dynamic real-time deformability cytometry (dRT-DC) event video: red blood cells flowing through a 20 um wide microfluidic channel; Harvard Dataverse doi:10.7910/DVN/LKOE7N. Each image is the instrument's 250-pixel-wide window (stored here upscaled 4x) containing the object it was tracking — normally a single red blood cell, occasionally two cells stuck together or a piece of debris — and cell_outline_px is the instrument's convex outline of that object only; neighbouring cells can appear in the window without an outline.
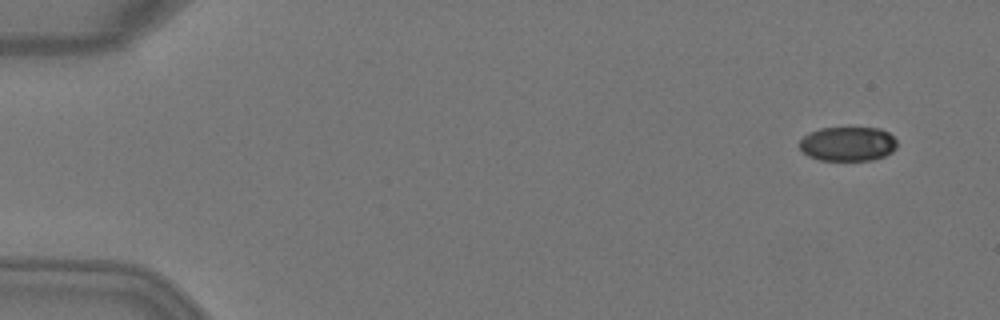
{"species": "Egyptian fruit bat (a non-hibernating species)", "species_latin": "Rousettus aegyptiacus", "temperature_condition": "warm", "stored_images_in_passage": 5, "camera_frame_rate_fps": 3000, "um_per_image_px": 0.085, "animal": {"sex": "female"}, "frame": {"image": 1, "passage_image": 1, "time_ms": 0.0, "image_size_px": [1000, 320], "cell_outline_px": [[896, 148], [892, 152], [884, 156], [872, 160], [820, 160], [808, 156], [800, 148], [800, 140], [808, 132], [820, 128], [880, 128], [888, 132], [896, 140]], "centroid_in_image_um": [72.06, 12.23], "position_along_channel_um": 12.9, "area_um2": 19.54}}
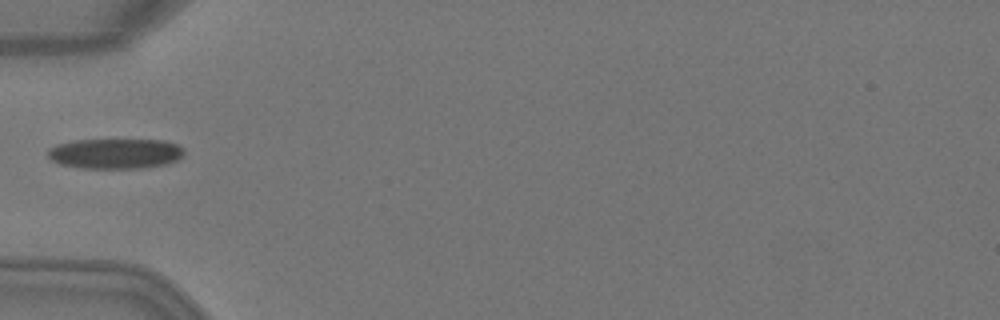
{"frame": {"image": 2, "passage_image": 5, "time_ms": 1.333, "image_size_px": [1000, 320], "cell_outline_px": [[184, 156], [176, 160], [164, 164], [140, 168], [80, 168], [60, 164], [52, 160], [48, 156], [48, 148], [56, 144], [76, 140], [164, 140], [176, 144], [184, 148]], "centroid_in_image_um": [9.79, 13.05], "position_along_channel_um": 75.2, "area_um2": 23.99}}